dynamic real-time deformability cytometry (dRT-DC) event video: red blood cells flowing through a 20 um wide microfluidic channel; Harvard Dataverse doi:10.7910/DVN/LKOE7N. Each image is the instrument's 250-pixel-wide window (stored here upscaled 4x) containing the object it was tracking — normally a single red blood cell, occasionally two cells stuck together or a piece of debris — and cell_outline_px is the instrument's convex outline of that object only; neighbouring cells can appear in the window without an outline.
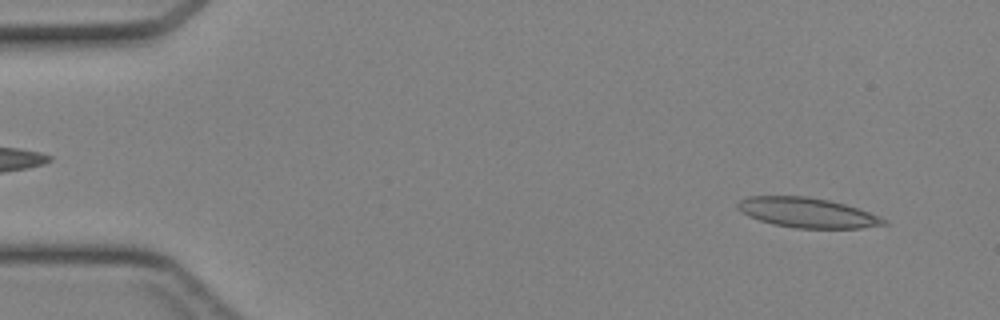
{"species": "Egyptian fruit bat (a non-hibernating species)", "species_latin": "Rousettus aegyptiacus", "temperature_condition": "cold", "stored_images_in_passage": 43, "camera_frame_rate_fps": 3000, "um_per_image_px": 0.085, "animal": {"sex": "female"}, "frame": {"image": 1, "passage_image": 3, "time_ms": 0.667, "image_size_px": [1000, 320], "cell_outline_px": [[888, 224], [860, 228], [796, 228], [772, 224], [748, 216], [740, 212], [736, 208], [736, 204], [740, 200], [748, 196], [808, 196], [828, 200], [844, 204], [880, 216], [888, 220]], "centroid_in_image_um": [68.59, 18.08], "position_along_channel_um": 16.4, "area_um2": 25.49}}
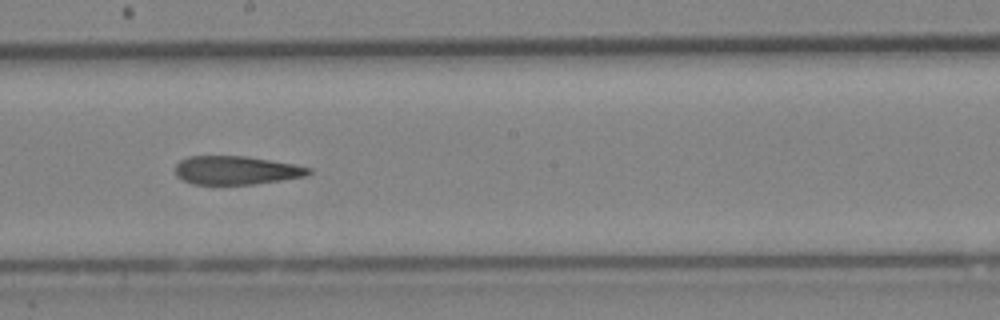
{"frame": {"image": 2, "passage_image": 24, "time_ms": 7.667, "image_size_px": [1000, 320], "cell_outline_px": [[312, 172], [308, 176], [252, 184], [192, 184], [176, 176], [176, 164], [180, 160], [188, 156], [248, 156], [296, 164], [312, 168]], "centroid_in_image_um": [20.11, 14.46], "position_along_channel_um": 228.1, "area_um2": 22.31}}
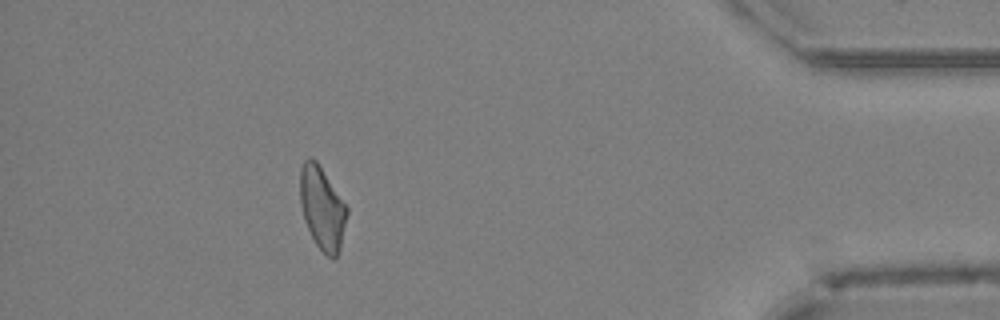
{"frame": {"image": 3, "passage_image": 39, "time_ms": 12.667, "image_size_px": [1000, 320], "cell_outline_px": [[348, 212], [340, 252], [332, 260], [316, 244], [304, 220], [300, 200], [300, 168], [304, 160], [308, 156], [312, 156], [316, 160], [348, 208]], "centroid_in_image_um": [27.39, 17.68], "position_along_channel_um": 407.8, "area_um2": 22.6}}